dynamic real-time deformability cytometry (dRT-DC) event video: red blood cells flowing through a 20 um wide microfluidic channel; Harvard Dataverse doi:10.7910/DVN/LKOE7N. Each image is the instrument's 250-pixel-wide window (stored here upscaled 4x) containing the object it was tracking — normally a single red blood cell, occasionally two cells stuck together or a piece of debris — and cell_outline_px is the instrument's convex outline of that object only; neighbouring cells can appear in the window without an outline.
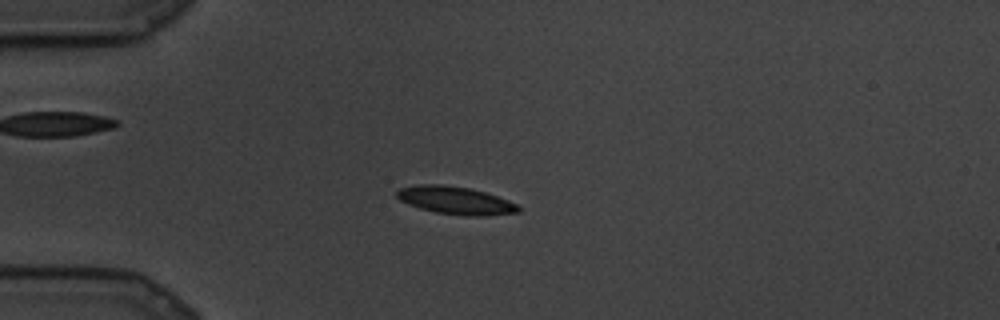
{"species": "common noctule bat (a hibernating species)", "species_latin": "Nyctalus noctula", "temperature_condition": "cold", "stored_images_in_passage": 66, "camera_frame_rate_fps": 3000, "um_per_image_px": 0.085, "animal": {"sex": "male", "body_mass_g": 19.5, "forearm_length_mm": 54.6}, "frame": {"image": 1, "passage_image": 1, "time_ms": 0.0, "image_size_px": [1000, 320], "cell_outline_px": [[520, 212], [484, 216], [468, 216], [436, 212], [420, 208], [408, 204], [400, 200], [396, 196], [396, 192], [400, 188], [420, 184], [440, 184], [468, 188], [484, 192], [508, 200], [516, 204], [520, 208]], "centroid_in_image_um": [38.71, 17.04], "position_along_channel_um": 46.3, "area_um2": 19.48}}
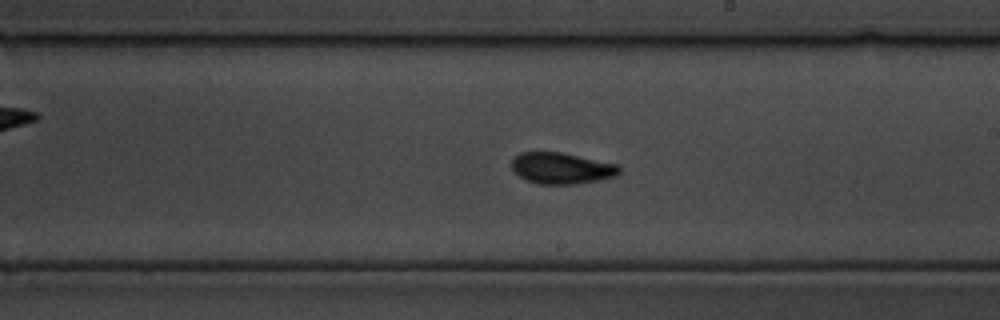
{"frame": {"image": 2, "passage_image": 29, "time_ms": 9.333, "image_size_px": [1000, 320], "cell_outline_px": [[620, 172], [616, 176], [576, 184], [540, 184], [528, 180], [520, 176], [512, 168], [512, 160], [520, 152], [560, 152], [616, 164], [620, 168]], "centroid_in_image_um": [47.73, 14.3], "position_along_channel_um": 241.3, "area_um2": 19.25}}
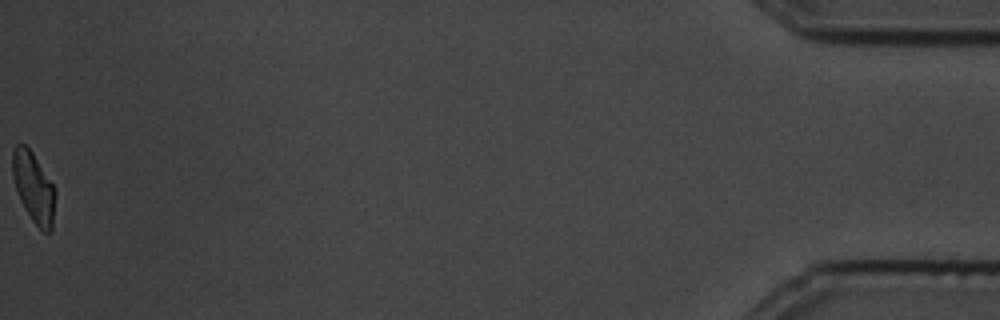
{"frame": {"image": 3, "passage_image": 66, "time_ms": 21.667, "image_size_px": [1000, 320], "cell_outline_px": [[56, 192], [52, 228], [48, 232], [44, 232], [32, 220], [24, 208], [20, 200], [12, 176], [12, 148], [16, 144], [24, 144], [32, 152], [52, 184]], "centroid_in_image_um": [2.84, 15.92], "position_along_channel_um": 432.4, "area_um2": 17.34}}